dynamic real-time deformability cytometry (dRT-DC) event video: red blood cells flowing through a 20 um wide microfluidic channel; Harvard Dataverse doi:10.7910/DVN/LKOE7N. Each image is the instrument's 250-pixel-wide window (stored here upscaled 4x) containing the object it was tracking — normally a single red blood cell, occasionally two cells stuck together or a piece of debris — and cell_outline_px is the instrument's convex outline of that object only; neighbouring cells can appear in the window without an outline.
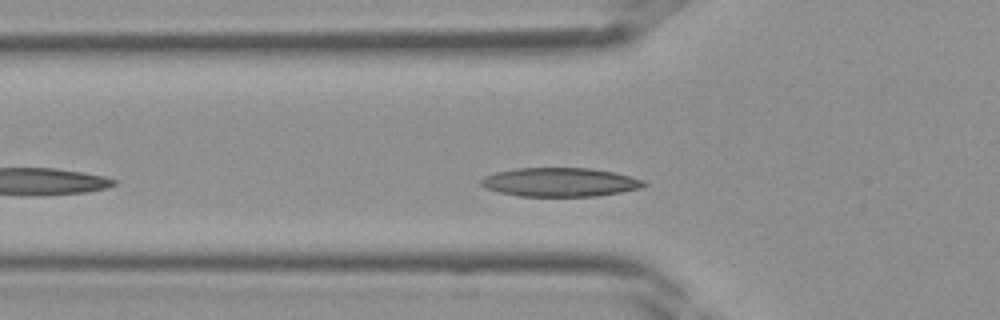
{"species": "Egyptian fruit bat (a non-hibernating species)", "species_latin": "Rousettus aegyptiacus", "temperature_condition": "room temperature", "stored_images_in_passage": 25, "camera_frame_rate_fps": 3000, "um_per_image_px": 0.085, "frame": {"image": 1, "passage_image": 5, "time_ms": 1.333, "image_size_px": [1000, 320], "cell_outline_px": [[648, 184], [640, 188], [620, 192], [596, 196], [520, 196], [500, 192], [484, 188], [480, 184], [480, 180], [484, 176], [496, 172], [516, 168], [588, 168], [612, 172], [644, 180]], "centroid_in_image_um": [47.56, 15.48], "position_along_channel_um": 78.2, "area_um2": 27.22}}
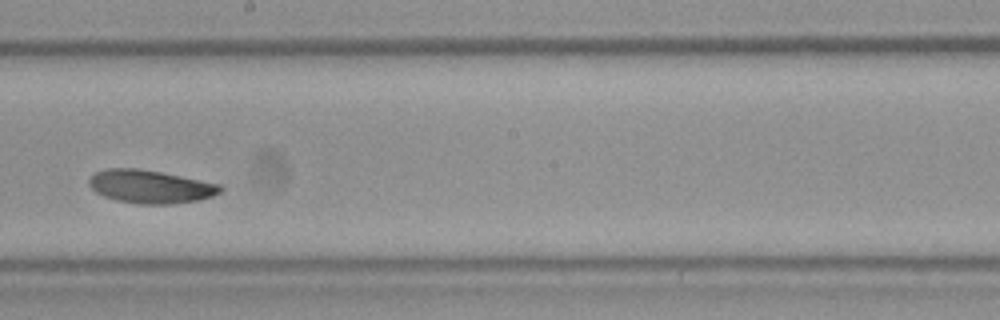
{"frame": {"image": 2, "passage_image": 14, "time_ms": 4.333, "image_size_px": [1000, 320], "cell_outline_px": [[224, 188], [220, 192], [212, 196], [200, 200], [172, 204], [140, 204], [116, 200], [104, 196], [96, 192], [88, 184], [88, 180], [96, 172], [108, 168], [136, 168], [160, 172], [220, 184]], "centroid_in_image_um": [12.78, 15.87], "position_along_channel_um": 235.4, "area_um2": 25.26}}
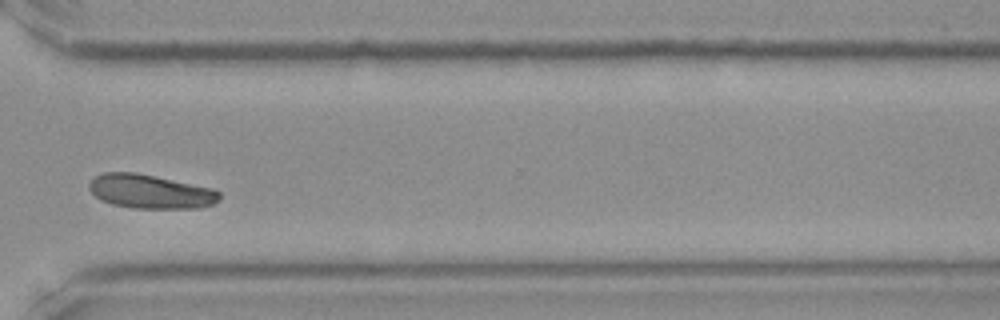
{"frame": {"image": 3, "passage_image": 21, "time_ms": 6.667, "image_size_px": [1000, 320], "cell_outline_px": [[220, 196], [212, 204], [200, 208], [132, 208], [112, 204], [100, 200], [88, 188], [88, 184], [96, 176], [104, 172], [136, 172], [212, 188], [220, 192]], "centroid_in_image_um": [12.75, 16.28], "position_along_channel_um": 357.8, "area_um2": 25.66}}